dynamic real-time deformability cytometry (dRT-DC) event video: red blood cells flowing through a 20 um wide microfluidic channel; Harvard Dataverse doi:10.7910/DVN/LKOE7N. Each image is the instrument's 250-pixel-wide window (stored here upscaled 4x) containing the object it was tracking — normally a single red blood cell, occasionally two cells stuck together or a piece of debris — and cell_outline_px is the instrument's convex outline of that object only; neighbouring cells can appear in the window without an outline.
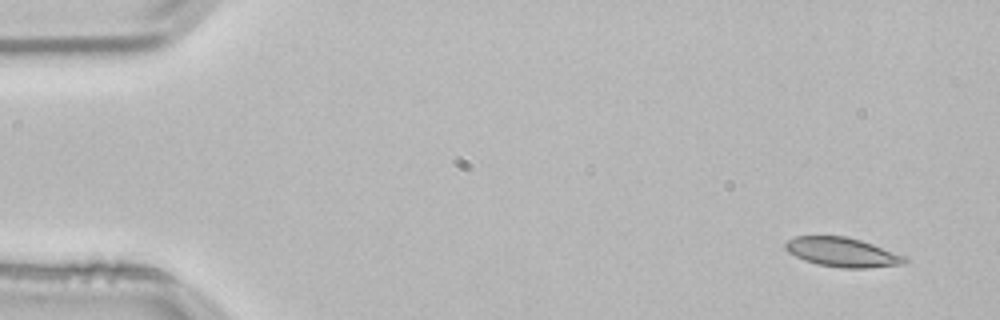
{"species": "common noctule bat (a hibernating species)", "species_latin": "Nyctalus noctula", "temperature_condition": "room temperature", "stored_images_in_passage": 4, "camera_frame_rate_fps": 3000, "um_per_image_px": 0.085, "animal": {"sex": "male", "body_mass_g": 21.5, "forearm_length_mm": 52.0}, "frame": {"image": 1, "passage_image": 1, "time_ms": 0.0, "image_size_px": [1000, 320], "cell_outline_px": [[908, 260], [904, 264], [868, 268], [840, 268], [816, 264], [804, 260], [788, 252], [784, 248], [784, 244], [788, 240], [796, 236], [844, 236], [860, 240], [908, 256]], "centroid_in_image_um": [71.61, 21.45], "position_along_channel_um": 13.4, "area_um2": 20.52}}
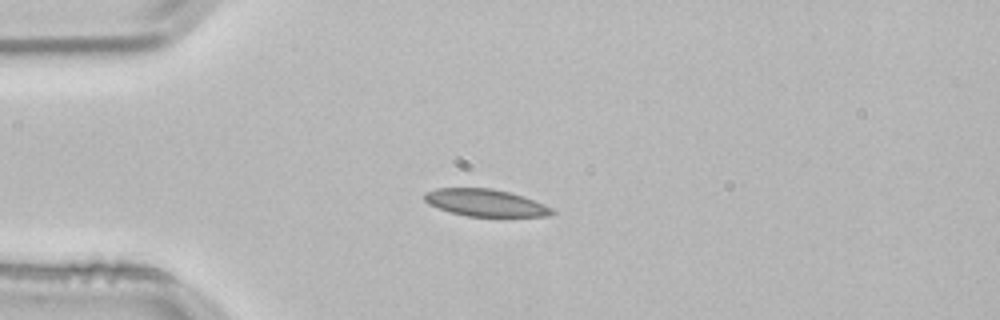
{"frame": {"image": 2, "passage_image": 3, "time_ms": 0.667, "image_size_px": [1000, 320], "cell_outline_px": [[556, 212], [548, 216], [468, 216], [452, 212], [428, 204], [424, 200], [424, 192], [436, 188], [492, 188], [524, 196], [544, 204], [552, 208]], "centroid_in_image_um": [41.26, 17.22], "position_along_channel_um": 43.7, "area_um2": 20.06}}